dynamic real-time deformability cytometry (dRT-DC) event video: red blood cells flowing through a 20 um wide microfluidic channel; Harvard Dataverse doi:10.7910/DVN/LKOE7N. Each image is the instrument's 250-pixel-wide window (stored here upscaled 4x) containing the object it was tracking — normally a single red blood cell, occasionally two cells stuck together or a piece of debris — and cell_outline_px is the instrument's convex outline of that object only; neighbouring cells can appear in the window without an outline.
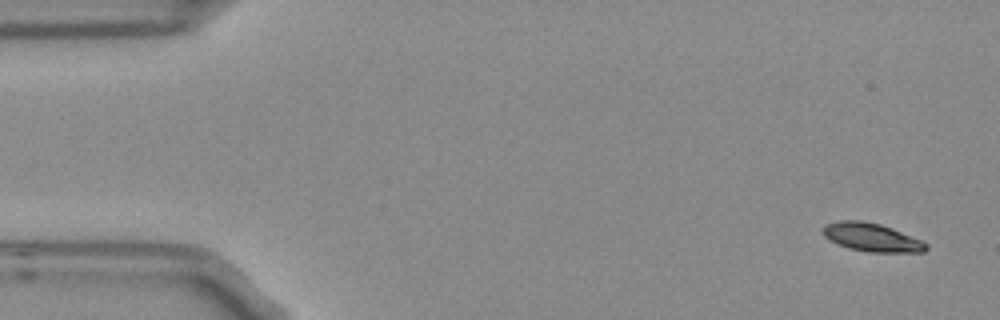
{"species": "Egyptian fruit bat (a non-hibernating species)", "species_latin": "Rousettus aegyptiacus", "temperature_condition": "room temperature", "stored_images_in_passage": 5, "segment_of_instrument_passage": [1, 2], "camera_frame_rate_fps": 3000, "um_per_image_px": 0.085, "frame": {"image": 1, "passage_image": 1, "time_ms": 0.0, "image_size_px": [1000, 320], "cell_outline_px": [[928, 248], [924, 252], [868, 252], [848, 248], [836, 244], [824, 236], [820, 232], [820, 228], [824, 224], [840, 220], [860, 220], [880, 224], [892, 228], [920, 240], [928, 244]], "centroid_in_image_um": [74.02, 20.17], "position_along_channel_um": 11.0, "area_um2": 17.22}}
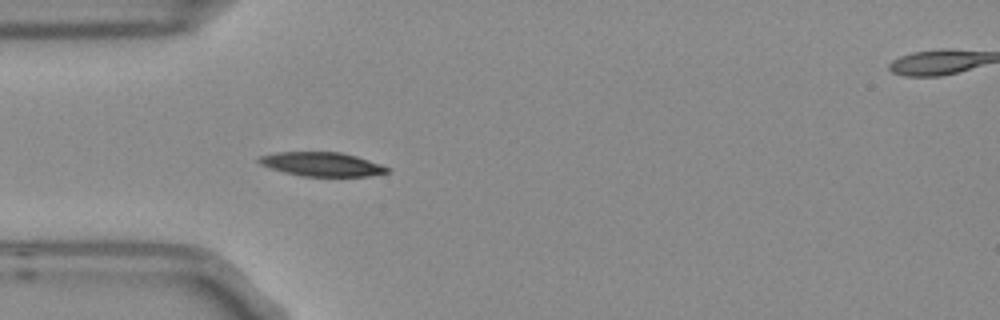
{"frame": {"image": 2, "passage_image": 4, "time_ms": 1.0, "image_size_px": [1000, 320], "cell_outline_px": [[388, 172], [368, 176], [300, 176], [284, 172], [260, 164], [256, 160], [256, 156], [276, 152], [340, 152], [356, 156], [380, 164], [388, 168]], "centroid_in_image_um": [27.28, 13.95], "position_along_channel_um": 57.7, "area_um2": 17.86}}